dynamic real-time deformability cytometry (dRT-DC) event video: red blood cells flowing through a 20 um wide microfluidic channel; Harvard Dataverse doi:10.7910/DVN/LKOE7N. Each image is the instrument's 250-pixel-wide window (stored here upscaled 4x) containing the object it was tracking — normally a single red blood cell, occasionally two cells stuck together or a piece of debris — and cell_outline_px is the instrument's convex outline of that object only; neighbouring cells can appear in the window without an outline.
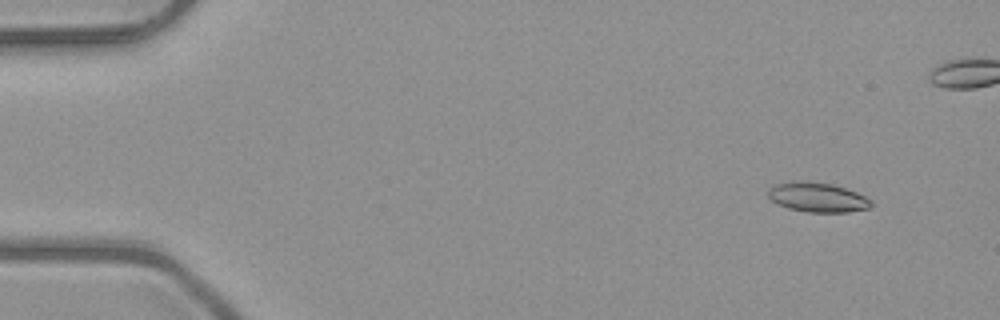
{"species": "common noctule bat (a hibernating species)", "species_latin": "Nyctalus noctula", "temperature_condition": "room temperature", "stored_images_in_passage": 49, "camera_frame_rate_fps": 3000, "um_per_image_px": 0.085, "animal": {"sex": "male", "body_mass_g": 23.1, "forearm_length_mm": 52.7}, "frame": {"image": 1, "passage_image": 1, "time_ms": 0.0, "image_size_px": [1000, 320], "cell_outline_px": [[872, 204], [868, 208], [848, 212], [808, 212], [788, 208], [776, 204], [768, 196], [768, 188], [776, 184], [832, 184], [856, 192], [872, 200]], "centroid_in_image_um": [69.52, 16.83], "position_along_channel_um": 15.5, "area_um2": 16.88}}
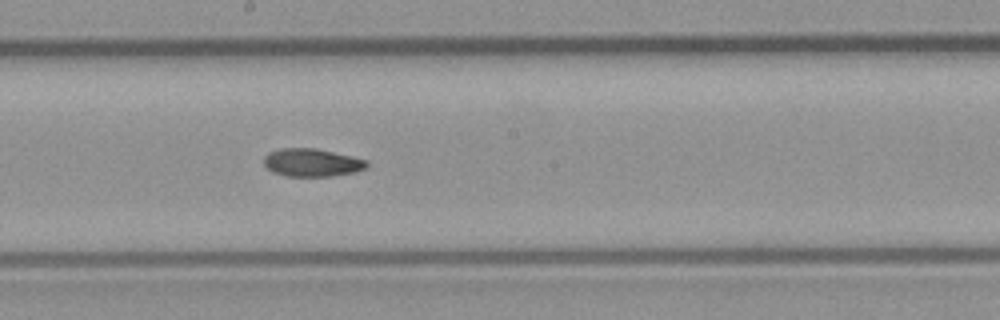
{"frame": {"image": 2, "passage_image": 25, "time_ms": 8.0, "image_size_px": [1000, 320], "cell_outline_px": [[368, 164], [364, 168], [352, 172], [332, 176], [288, 176], [272, 172], [264, 164], [264, 156], [268, 152], [280, 148], [316, 148], [352, 156], [368, 160]], "centroid_in_image_um": [26.48, 13.81], "position_along_channel_um": 221.7, "area_um2": 16.7}}
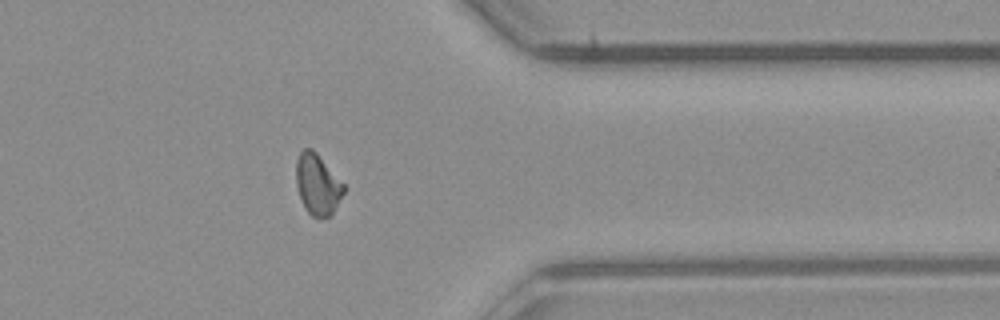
{"frame": {"image": 3, "passage_image": 38, "time_ms": 12.333, "image_size_px": [1000, 320], "cell_outline_px": [[344, 192], [332, 216], [312, 216], [308, 212], [300, 196], [296, 184], [296, 160], [300, 152], [304, 148], [312, 148], [316, 152], [344, 184]], "centroid_in_image_um": [26.99, 15.65], "position_along_channel_um": 384.4, "area_um2": 16.65}, "authors_computed_cell_mechanics": {"area_um2": 16.9354, "velocity_mm_per_s": 4.0352, "shape_relaxation_time_tau1_ms": 5.0841, "shape_relaxation_time_tau2_ms": 4.5033, "deformation_change_tau1": 0.1293, "deformation_change_tau2": 0.0934}}